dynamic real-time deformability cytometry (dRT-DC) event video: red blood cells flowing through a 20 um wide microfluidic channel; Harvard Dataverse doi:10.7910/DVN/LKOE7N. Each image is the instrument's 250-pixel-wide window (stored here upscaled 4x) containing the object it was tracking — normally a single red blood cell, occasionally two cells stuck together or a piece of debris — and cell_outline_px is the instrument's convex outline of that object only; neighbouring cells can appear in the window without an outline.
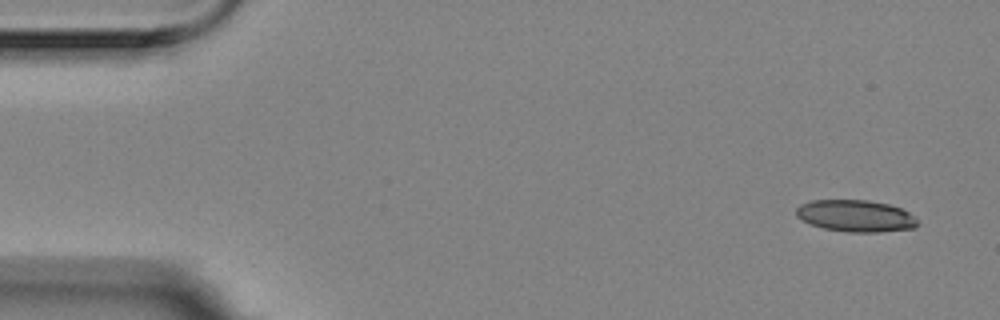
{"species": "Egyptian fruit bat (a non-hibernating species)", "species_latin": "Rousettus aegyptiacus", "temperature_condition": "room temperature", "stored_images_in_passage": 54, "camera_frame_rate_fps": 3000, "um_per_image_px": 0.085, "animal": {"sex": "female"}, "frame": {"image": 1, "passage_image": 1, "time_ms": 0.0, "image_size_px": [1000, 320], "cell_outline_px": [[916, 228], [876, 232], [848, 232], [824, 228], [808, 224], [796, 216], [796, 208], [800, 204], [812, 200], [868, 200], [888, 204], [900, 208], [916, 216]], "centroid_in_image_um": [72.7, 18.35], "position_along_channel_um": 12.3, "area_um2": 22.54}}
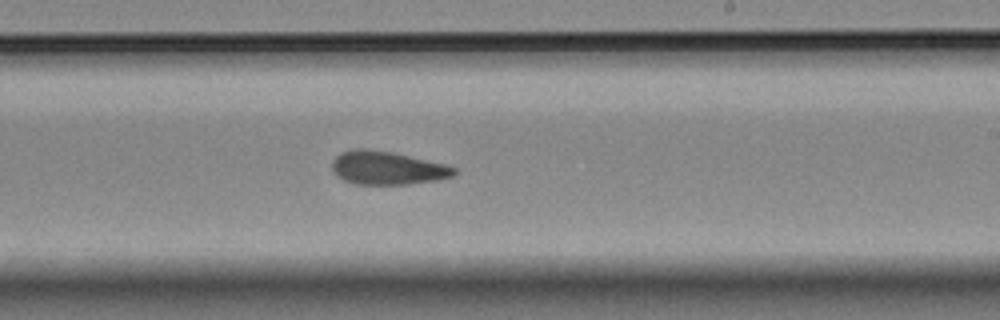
{"frame": {"image": 2, "passage_image": 31, "time_ms": 10.0, "image_size_px": [1000, 320], "cell_outline_px": [[456, 172], [452, 176], [436, 180], [408, 184], [352, 184], [336, 176], [332, 168], [332, 160], [340, 152], [352, 148], [364, 148], [392, 152], [444, 164], [456, 168]], "centroid_in_image_um": [32.85, 14.27], "position_along_channel_um": 256.1, "area_um2": 23.7}}
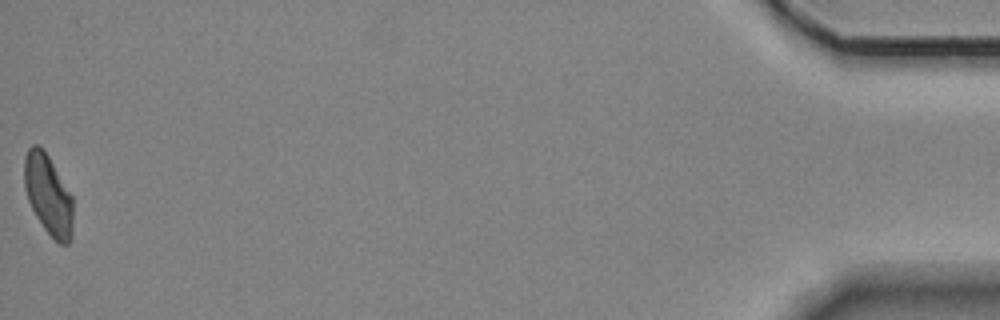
{"frame": {"image": 3, "passage_image": 54, "time_ms": 17.667, "image_size_px": [1000, 320], "cell_outline_px": [[72, 240], [68, 244], [60, 244], [44, 228], [36, 216], [28, 200], [24, 184], [24, 156], [28, 148], [32, 144], [40, 144], [44, 148], [72, 196]], "centroid_in_image_um": [4.09, 16.51], "position_along_channel_um": 431.1, "area_um2": 22.83}, "authors_computed_cell_mechanics": {"area_um2": 23.698, "velocity_mm_per_s": 3.5435, "shape_relaxation_time_tau1_ms": 11.2634, "shape_relaxation_time_tau2_ms": 3.1418, "deformation_change_tau1": 0.2077, "deformation_change_tau2": 0.106}}